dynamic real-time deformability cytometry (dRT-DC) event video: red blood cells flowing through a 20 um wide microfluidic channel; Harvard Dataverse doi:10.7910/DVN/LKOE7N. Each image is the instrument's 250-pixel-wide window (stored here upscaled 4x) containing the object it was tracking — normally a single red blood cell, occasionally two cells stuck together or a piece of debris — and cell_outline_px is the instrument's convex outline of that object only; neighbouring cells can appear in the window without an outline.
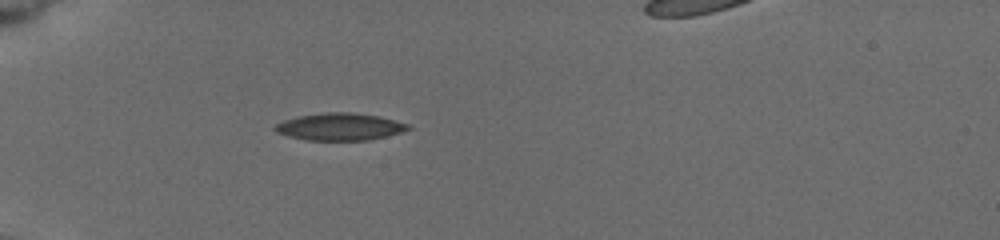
{"species": "common noctule bat (a hibernating species)", "species_latin": "Nyctalus noctula", "temperature_condition": "cold", "stored_images_in_passage": 1, "camera_frame_rate_fps": 3000, "um_per_image_px": 0.085, "animal": {"sex": "female", "body_mass_g": 19.5, "forearm_length_mm": 54.1}, "frame": {"image": 1, "passage_image": 1, "time_ms": 0.0, "image_size_px": [1000, 240], "cell_outline_px": [[412, 128], [400, 132], [368, 140], [308, 140], [288, 136], [276, 132], [272, 128], [276, 124], [284, 120], [296, 116], [324, 112], [352, 112], [380, 116], [412, 124]], "centroid_in_image_um": [28.89, 10.76], "position_along_channel_um": 56.1, "area_um2": 21.27}}